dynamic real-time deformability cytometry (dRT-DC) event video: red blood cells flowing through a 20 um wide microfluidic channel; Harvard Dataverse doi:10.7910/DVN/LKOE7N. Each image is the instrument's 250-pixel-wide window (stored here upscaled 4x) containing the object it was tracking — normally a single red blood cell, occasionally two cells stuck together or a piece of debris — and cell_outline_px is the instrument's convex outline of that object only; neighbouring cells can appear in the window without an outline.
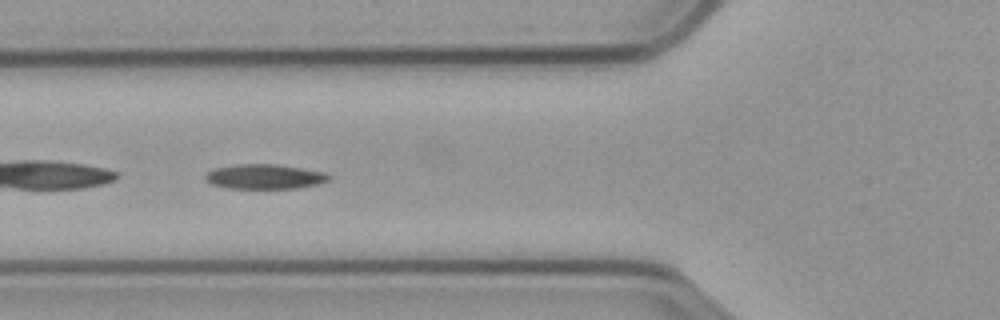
{"species": "common noctule bat (a hibernating species)", "species_latin": "Nyctalus noctula", "temperature_condition": "cold", "stored_images_in_passage": 42, "segment_of_instrument_passage": [1, 2], "camera_frame_rate_fps": 3000, "um_per_image_px": 0.085, "animal": {"sex": "male", "body_mass_g": 23.1, "forearm_length_mm": 52.7}, "frame": {"image": 1, "passage_image": 4, "time_ms": 1.0, "image_size_px": [1000, 320], "cell_outline_px": [[332, 180], [320, 184], [300, 188], [228, 188], [212, 184], [204, 176], [212, 168], [232, 164], [276, 164], [324, 172], [332, 176]], "centroid_in_image_um": [22.53, 15.01], "position_along_channel_um": 103.3, "area_um2": 17.98}}
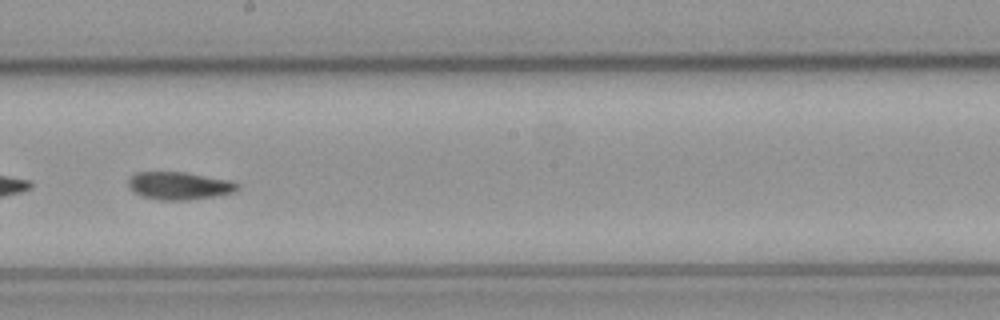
{"frame": {"image": 2, "passage_image": 15, "time_ms": 4.667, "image_size_px": [1000, 320], "cell_outline_px": [[240, 188], [236, 192], [216, 196], [188, 200], [156, 200], [140, 196], [128, 188], [128, 176], [136, 172], [184, 172], [228, 180], [240, 184]], "centroid_in_image_um": [15.2, 15.8], "position_along_channel_um": 233.0, "area_um2": 17.92}}
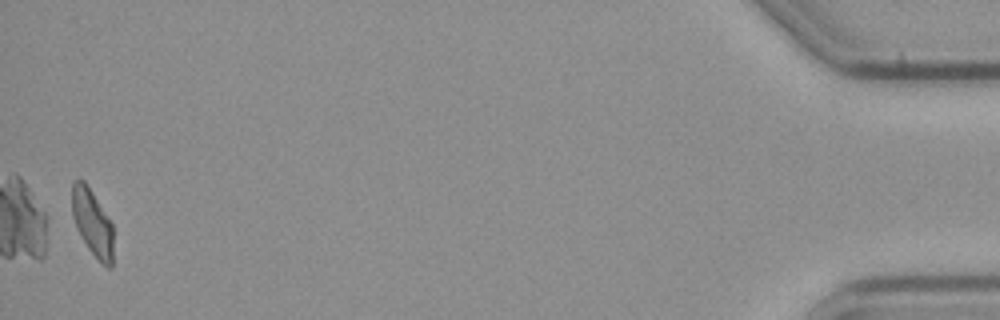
{"frame": {"image": 3, "passage_image": 40, "time_ms": 13.0, "image_size_px": [1000, 320], "cell_outline_px": [[112, 268], [108, 268], [100, 264], [88, 248], [72, 216], [72, 180], [84, 180], [92, 192], [112, 224]], "centroid_in_image_um": [7.85, 18.94], "position_along_channel_um": 427.3, "area_um2": 15.72}}